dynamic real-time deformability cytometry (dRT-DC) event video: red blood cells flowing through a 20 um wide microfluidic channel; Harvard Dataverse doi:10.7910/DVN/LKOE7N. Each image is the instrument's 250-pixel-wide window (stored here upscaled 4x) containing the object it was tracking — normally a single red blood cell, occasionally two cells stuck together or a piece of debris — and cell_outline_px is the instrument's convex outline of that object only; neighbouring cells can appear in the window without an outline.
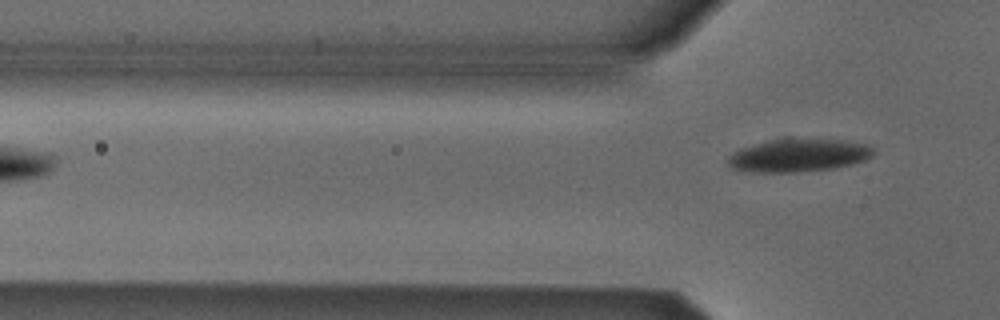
{"species": "Egyptian fruit bat (a non-hibernating species)", "species_latin": "Rousettus aegyptiacus", "temperature_condition": "cold", "stored_images_in_passage": 2, "camera_frame_rate_fps": 3000, "um_per_image_px": 0.085, "animal": {"sex": "male"}, "frame": {"image": 1, "passage_image": 2, "time_ms": 0.333, "image_size_px": [1000, 320], "cell_outline_px": [[876, 152], [872, 156], [864, 160], [852, 164], [836, 168], [796, 172], [752, 172], [732, 168], [728, 164], [728, 156], [740, 148], [752, 144], [792, 136], [844, 140], [868, 144]], "centroid_in_image_um": [67.9, 13.17], "position_along_channel_um": 57.9, "area_um2": 28.67}}